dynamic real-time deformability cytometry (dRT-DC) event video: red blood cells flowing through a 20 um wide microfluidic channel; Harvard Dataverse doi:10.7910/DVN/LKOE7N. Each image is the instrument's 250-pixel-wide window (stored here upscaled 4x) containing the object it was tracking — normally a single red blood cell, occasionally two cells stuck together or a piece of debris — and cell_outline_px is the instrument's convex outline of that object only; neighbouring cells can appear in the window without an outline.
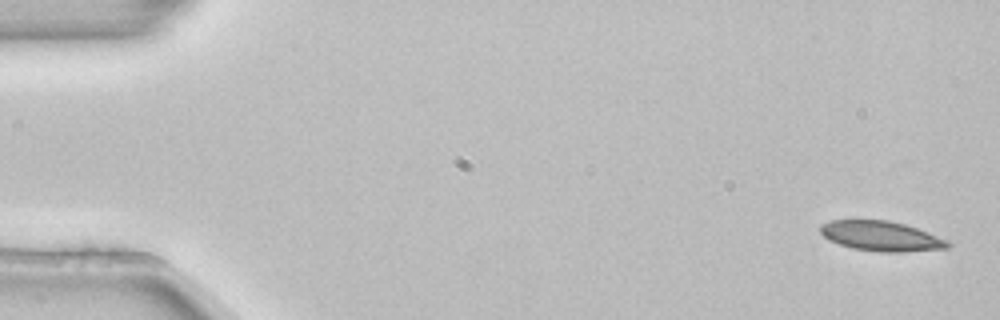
{"species": "common noctule bat (a hibernating species)", "species_latin": "Nyctalus noctula", "temperature_condition": "room temperature", "stored_images_in_passage": 3, "camera_frame_rate_fps": 3000, "um_per_image_px": 0.085, "animal": {"sex": "female", "body_mass_g": 22.7, "forearm_length_mm": 54.2}, "frame": {"image": 1, "passage_image": 1, "time_ms": 0.0, "image_size_px": [1000, 320], "cell_outline_px": [[952, 244], [948, 248], [904, 252], [880, 252], [852, 248], [828, 240], [820, 232], [820, 224], [832, 220], [888, 220], [904, 224], [928, 232], [948, 240]], "centroid_in_image_um": [74.9, 20.07], "position_along_channel_um": 10.1, "area_um2": 22.25}}
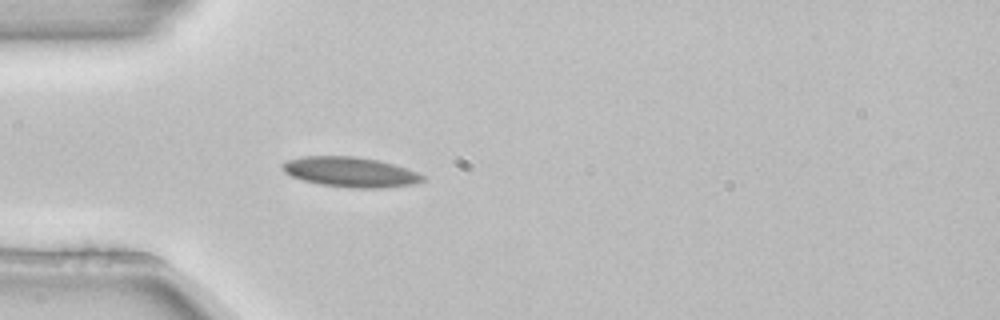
{"frame": {"image": 2, "passage_image": 3, "time_ms": 0.667, "image_size_px": [1000, 320], "cell_outline_px": [[424, 180], [412, 184], [384, 188], [352, 188], [320, 184], [304, 180], [292, 176], [284, 172], [280, 168], [280, 164], [288, 160], [304, 156], [356, 156], [380, 160], [416, 172], [424, 176]], "centroid_in_image_um": [29.74, 14.61], "position_along_channel_um": 55.3, "area_um2": 24.45}}